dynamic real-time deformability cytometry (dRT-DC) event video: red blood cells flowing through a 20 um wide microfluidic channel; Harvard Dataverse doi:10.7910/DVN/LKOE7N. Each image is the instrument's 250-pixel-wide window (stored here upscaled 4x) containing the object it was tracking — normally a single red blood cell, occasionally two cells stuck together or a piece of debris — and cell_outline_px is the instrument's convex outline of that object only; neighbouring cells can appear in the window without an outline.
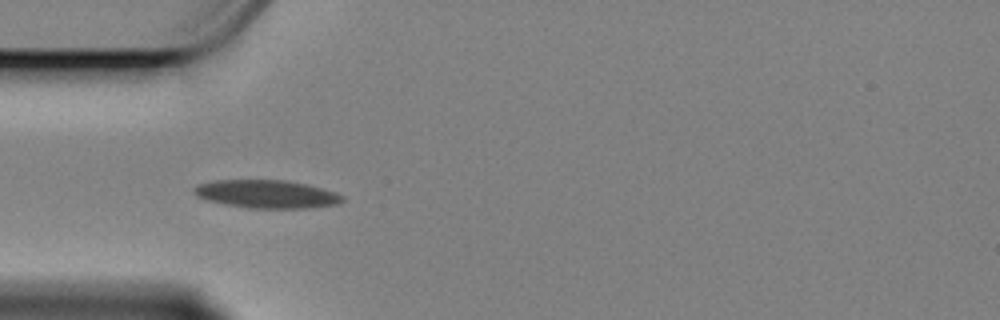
{"species": "Egyptian fruit bat (a non-hibernating species)", "species_latin": "Rousettus aegyptiacus", "temperature_condition": "cold", "stored_images_in_passage": 42, "camera_frame_rate_fps": 3000, "um_per_image_px": 0.085, "animal": {"sex": "female"}, "frame": {"image": 1, "passage_image": 1, "time_ms": 0.0, "image_size_px": [1000, 320], "cell_outline_px": [[344, 200], [336, 204], [308, 208], [248, 208], [224, 204], [208, 200], [196, 196], [192, 192], [192, 188], [196, 184], [216, 180], [284, 180], [308, 184], [336, 192], [344, 196]], "centroid_in_image_um": [22.64, 16.49], "position_along_channel_um": 62.4, "area_um2": 24.45}}
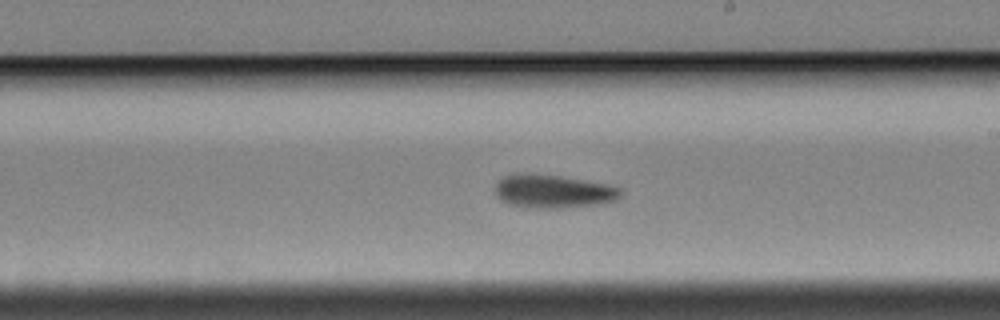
{"frame": {"image": 2, "passage_image": 17, "time_ms": 5.333, "image_size_px": [1000, 320], "cell_outline_px": [[624, 192], [616, 200], [600, 204], [560, 208], [528, 208], [508, 204], [500, 200], [496, 196], [496, 184], [504, 176], [560, 176], [608, 184], [620, 188]], "centroid_in_image_um": [47.09, 16.32], "position_along_channel_um": 241.9, "area_um2": 23.81}}
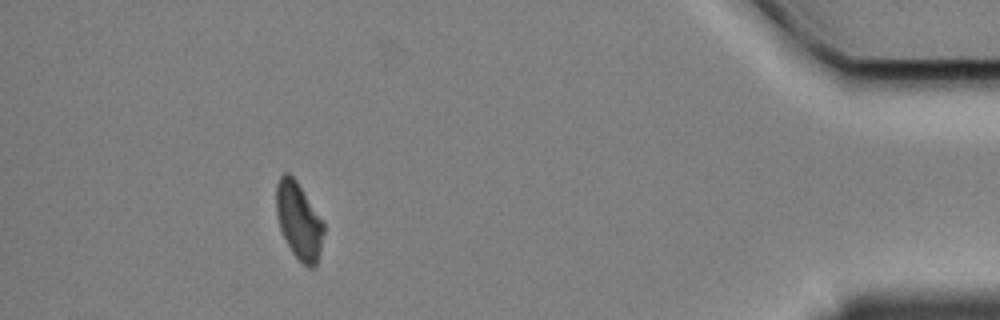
{"frame": {"image": 3, "passage_image": 37, "time_ms": 12.0, "image_size_px": [1000, 320], "cell_outline_px": [[324, 232], [316, 264], [312, 268], [308, 268], [292, 252], [280, 228], [276, 212], [276, 184], [280, 176], [284, 172], [288, 172], [296, 180], [324, 224]], "centroid_in_image_um": [25.38, 18.74], "position_along_channel_um": 409.8, "area_um2": 20.75}, "authors_computed_cell_mechanics": {"area_um2": 23.12, "velocity_mm_per_s": 3.3834, "shape_relaxation_time_tau1_ms": 4.171, "shape_relaxation_time_tau2_ms": null, "deformation_change_tau1": 0.1375, "deformation_change_tau2": null}}